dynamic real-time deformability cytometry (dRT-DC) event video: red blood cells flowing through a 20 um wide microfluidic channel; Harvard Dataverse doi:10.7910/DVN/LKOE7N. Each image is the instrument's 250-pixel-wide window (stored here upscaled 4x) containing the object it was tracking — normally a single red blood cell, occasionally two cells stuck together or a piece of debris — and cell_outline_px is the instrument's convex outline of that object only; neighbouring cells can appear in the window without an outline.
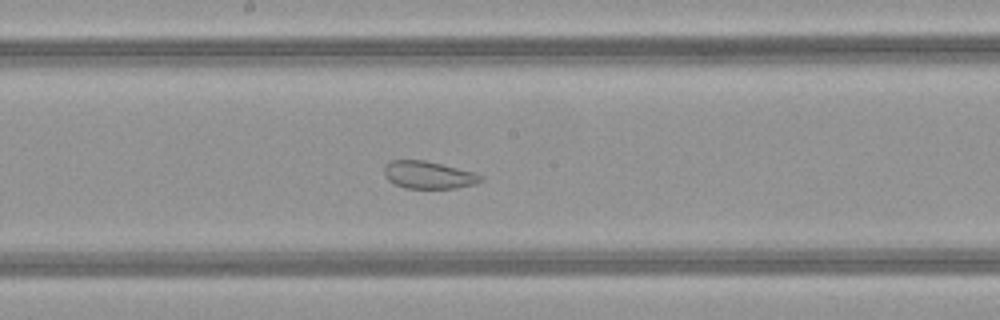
{"species": "common noctule bat (a hibernating species)", "species_latin": "Nyctalus noctula", "temperature_condition": "warm", "stored_images_in_passage": 39, "camera_frame_rate_fps": 3000, "um_per_image_px": 0.085, "animal": {"sex": "female", "body_mass_g": 21.9}, "frame": {"image": 1, "passage_image": 15, "time_ms": 4.667, "image_size_px": [1000, 320], "cell_outline_px": [[484, 180], [476, 184], [456, 188], [404, 188], [388, 180], [384, 176], [384, 164], [392, 160], [424, 160], [476, 172], [484, 176]], "centroid_in_image_um": [36.45, 14.87], "position_along_channel_um": 211.8, "area_um2": 15.66}}
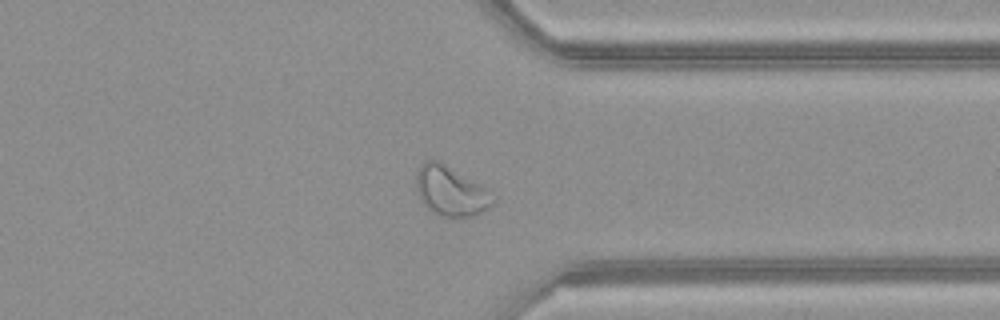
{"frame": {"image": 2, "passage_image": 27, "time_ms": 8.667, "image_size_px": [1000, 320], "cell_outline_px": [[496, 200], [488, 208], [472, 216], [444, 216], [432, 212], [424, 204], [416, 188], [416, 172], [424, 160], [436, 160], [444, 164], [488, 188], [496, 196]], "centroid_in_image_um": [38.34, 16.23], "position_along_channel_um": 373.1, "area_um2": 22.02}}
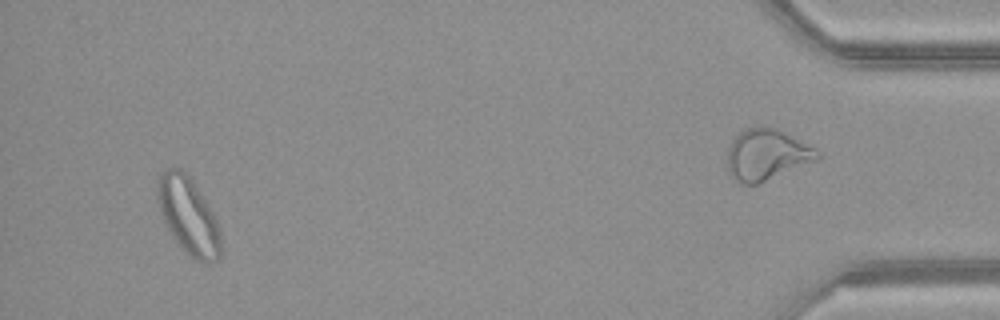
{"frame": {"image": 3, "passage_image": 36, "time_ms": 11.667, "image_size_px": [1000, 320], "cell_outline_px": [[220, 256], [216, 260], [208, 264], [204, 264], [196, 260], [172, 236], [164, 224], [160, 212], [156, 196], [156, 180], [164, 168], [180, 168], [192, 180], [212, 212], [216, 220], [220, 232]], "centroid_in_image_um": [15.97, 18.31], "position_along_channel_um": 419.2, "area_um2": 28.21}, "authors_computed_cell_mechanics": {"area_um2": 21.4438, "velocity_mm_per_s": 4.1046, "shape_relaxation_time_tau1_ms": null, "shape_relaxation_time_tau2_ms": 1.1178, "deformation_change_tau1": null, "deformation_change_tau2": 0.0711}}